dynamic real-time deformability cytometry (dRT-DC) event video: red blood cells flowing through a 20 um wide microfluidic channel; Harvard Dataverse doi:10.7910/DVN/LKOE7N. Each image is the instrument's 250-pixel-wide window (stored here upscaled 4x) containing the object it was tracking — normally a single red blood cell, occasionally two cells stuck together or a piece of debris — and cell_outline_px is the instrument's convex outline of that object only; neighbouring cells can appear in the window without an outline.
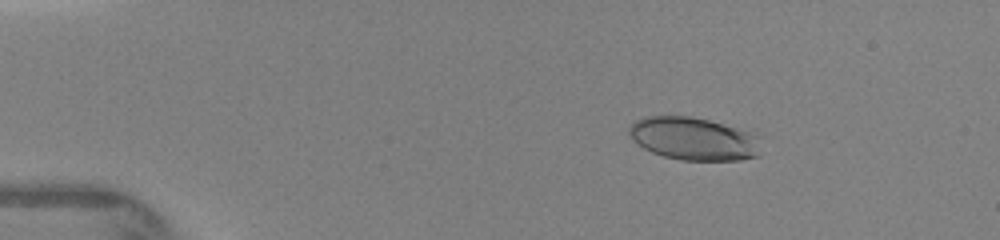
{"species": "human", "species_latin": "Homo sapiens", "temperature_condition": "warm", "stored_images_in_passage": 6, "camera_frame_rate_fps": 3000, "um_per_image_px": 0.085, "donor": {"sex": "female"}, "frame": {"image": 1, "passage_image": 3, "time_ms": 1.667, "image_size_px": [1000, 240], "cell_outline_px": [[760, 156], [740, 160], [680, 160], [664, 156], [652, 152], [644, 148], [632, 140], [628, 132], [628, 128], [636, 120], [644, 116], [692, 116], [708, 120], [736, 128], [748, 132], [756, 136]], "centroid_in_image_um": [58.9, 11.79], "position_along_channel_um": 26.1, "area_um2": 32.71}}
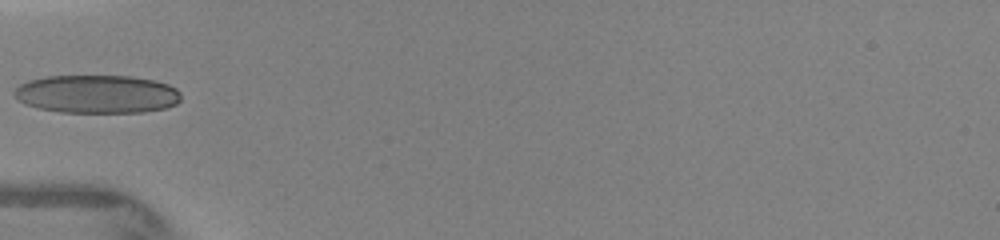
{"frame": {"image": 2, "passage_image": 6, "time_ms": 4.667, "image_size_px": [1000, 240], "cell_outline_px": [[180, 100], [176, 104], [164, 108], [144, 112], [60, 112], [40, 108], [24, 104], [12, 96], [12, 92], [20, 84], [28, 80], [48, 76], [132, 76], [156, 80], [168, 84], [176, 88], [180, 92]], "centroid_in_image_um": [8.23, 7.99], "position_along_channel_um": 76.8, "area_um2": 37.4}}